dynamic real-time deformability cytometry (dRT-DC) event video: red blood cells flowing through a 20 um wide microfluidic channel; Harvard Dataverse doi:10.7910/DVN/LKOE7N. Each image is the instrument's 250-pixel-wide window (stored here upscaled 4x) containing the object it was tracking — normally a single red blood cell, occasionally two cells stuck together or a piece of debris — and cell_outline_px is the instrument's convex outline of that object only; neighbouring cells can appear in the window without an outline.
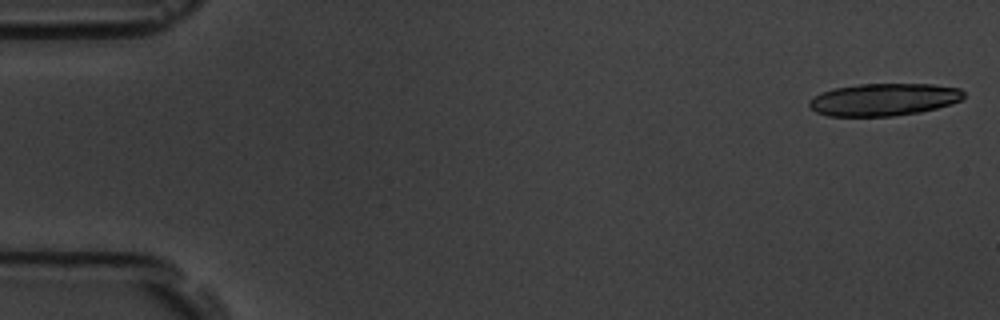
{"species": "common noctule bat (a hibernating species)", "species_latin": "Nyctalus noctula", "temperature_condition": "room temperature", "stored_images_in_passage": 6, "camera_frame_rate_fps": 3000, "um_per_image_px": 0.085, "animal": {"sex": "male", "body_mass_g": 19.5, "forearm_length_mm": 54.6}, "frame": {"image": 1, "passage_image": 1, "time_ms": 0.0, "image_size_px": [1000, 320], "cell_outline_px": [[964, 96], [960, 100], [952, 104], [920, 112], [892, 116], [828, 116], [816, 112], [808, 104], [808, 100], [832, 88], [856, 84], [932, 84], [960, 88], [964, 92]], "centroid_in_image_um": [75.13, 8.46], "position_along_channel_um": 9.9, "area_um2": 29.19}}
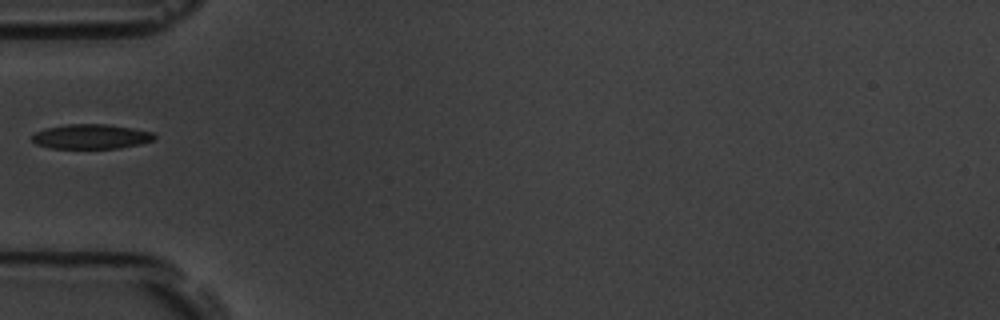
{"frame": {"image": 2, "passage_image": 6, "time_ms": 6.0, "image_size_px": [1000, 320], "cell_outline_px": [[156, 136], [152, 140], [140, 144], [120, 148], [48, 148], [36, 144], [32, 140], [32, 136], [36, 132], [44, 128], [68, 124], [104, 124], [132, 128], [152, 132]], "centroid_in_image_um": [7.71, 11.61], "position_along_channel_um": 77.3, "area_um2": 17.51}}